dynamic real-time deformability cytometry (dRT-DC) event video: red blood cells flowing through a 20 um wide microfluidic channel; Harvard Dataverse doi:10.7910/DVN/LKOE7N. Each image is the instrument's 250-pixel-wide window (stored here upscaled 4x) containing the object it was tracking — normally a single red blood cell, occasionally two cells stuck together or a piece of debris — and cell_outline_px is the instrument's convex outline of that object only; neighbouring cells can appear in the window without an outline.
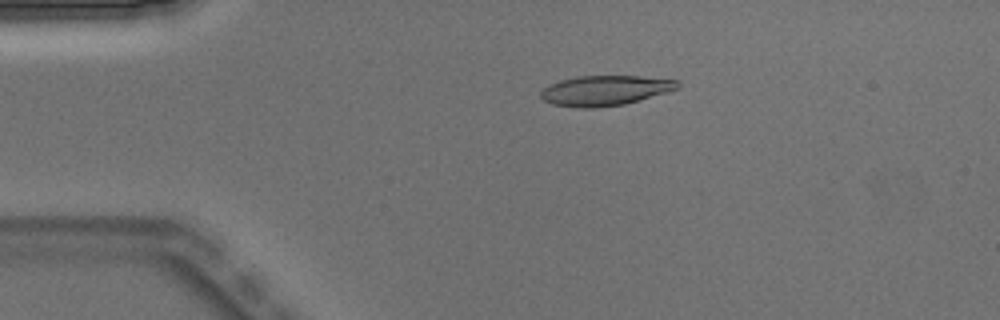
{"species": "Egyptian fruit bat (a non-hibernating species)", "species_latin": "Rousettus aegyptiacus", "temperature_condition": "warm", "stored_images_in_passage": 4, "camera_frame_rate_fps": 3000, "um_per_image_px": 0.085, "animal": {"sex": "male"}, "frame": {"image": 1, "passage_image": 3, "time_ms": 0.667, "image_size_px": [1000, 320], "cell_outline_px": [[680, 88], [668, 92], [624, 104], [596, 108], [576, 108], [552, 104], [544, 100], [540, 96], [540, 92], [548, 84], [560, 80], [576, 76], [640, 76], [680, 80]], "centroid_in_image_um": [51.43, 7.69], "position_along_channel_um": 33.6, "area_um2": 24.22}}